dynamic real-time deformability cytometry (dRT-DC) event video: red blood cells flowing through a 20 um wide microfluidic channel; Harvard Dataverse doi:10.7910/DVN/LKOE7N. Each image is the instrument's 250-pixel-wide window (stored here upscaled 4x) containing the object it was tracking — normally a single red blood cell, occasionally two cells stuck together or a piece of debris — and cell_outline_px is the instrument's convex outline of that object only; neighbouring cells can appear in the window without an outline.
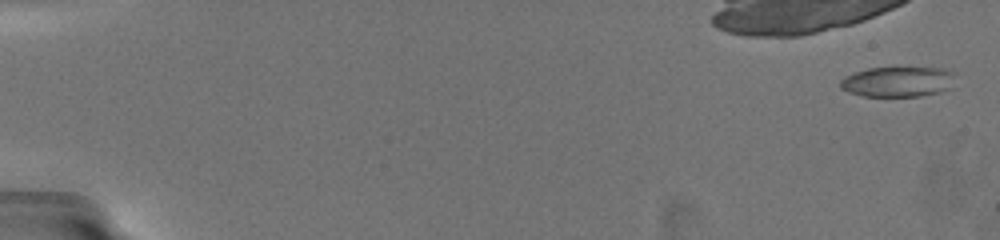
{"species": "common noctule bat (a hibernating species)", "species_latin": "Nyctalus noctula", "temperature_condition": "warm", "stored_images_in_passage": 16, "camera_frame_rate_fps": 3000, "um_per_image_px": 0.085, "animal": {"sex": "female", "body_mass_g": 19.5, "forearm_length_mm": 54.1}, "frame": {"image": 1, "passage_image": 3, "time_ms": 0.333, "image_size_px": [1000, 240], "cell_outline_px": [[948, 72], [940, 88], [936, 92], [916, 96], [864, 96], [848, 92], [840, 84], [840, 80], [856, 72], [868, 68], [936, 68]], "centroid_in_image_um": [76.03, 6.95], "position_along_channel_um": 9.0, "area_um2": 18.5}}